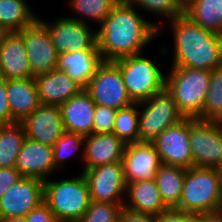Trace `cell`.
Instances as JSON below:
<instances>
[{"instance_id":"obj_1","label":"cell","mask_w":222,"mask_h":222,"mask_svg":"<svg viewBox=\"0 0 222 222\" xmlns=\"http://www.w3.org/2000/svg\"><path fill=\"white\" fill-rule=\"evenodd\" d=\"M134 8L119 0L96 31L97 46L104 61L142 53L143 48L162 31L161 26L149 22Z\"/></svg>"},{"instance_id":"obj_2","label":"cell","mask_w":222,"mask_h":222,"mask_svg":"<svg viewBox=\"0 0 222 222\" xmlns=\"http://www.w3.org/2000/svg\"><path fill=\"white\" fill-rule=\"evenodd\" d=\"M173 67L213 70L222 66V35L206 30L185 14L170 21Z\"/></svg>"},{"instance_id":"obj_3","label":"cell","mask_w":222,"mask_h":222,"mask_svg":"<svg viewBox=\"0 0 222 222\" xmlns=\"http://www.w3.org/2000/svg\"><path fill=\"white\" fill-rule=\"evenodd\" d=\"M222 207V183L218 169L190 167L186 169L179 206L174 212L202 214Z\"/></svg>"},{"instance_id":"obj_4","label":"cell","mask_w":222,"mask_h":222,"mask_svg":"<svg viewBox=\"0 0 222 222\" xmlns=\"http://www.w3.org/2000/svg\"><path fill=\"white\" fill-rule=\"evenodd\" d=\"M168 74L165 76V88L174 98L179 111L185 118L199 119L209 89L210 71L171 66Z\"/></svg>"},{"instance_id":"obj_5","label":"cell","mask_w":222,"mask_h":222,"mask_svg":"<svg viewBox=\"0 0 222 222\" xmlns=\"http://www.w3.org/2000/svg\"><path fill=\"white\" fill-rule=\"evenodd\" d=\"M90 201L83 173L76 178L44 181V202L58 222H77L88 209Z\"/></svg>"},{"instance_id":"obj_6","label":"cell","mask_w":222,"mask_h":222,"mask_svg":"<svg viewBox=\"0 0 222 222\" xmlns=\"http://www.w3.org/2000/svg\"><path fill=\"white\" fill-rule=\"evenodd\" d=\"M140 54L113 61L121 71V76L134 102L150 98L165 88V75L160 67Z\"/></svg>"},{"instance_id":"obj_7","label":"cell","mask_w":222,"mask_h":222,"mask_svg":"<svg viewBox=\"0 0 222 222\" xmlns=\"http://www.w3.org/2000/svg\"><path fill=\"white\" fill-rule=\"evenodd\" d=\"M138 106L143 107L139 111V142L151 143L168 127L185 119L166 88L138 102Z\"/></svg>"},{"instance_id":"obj_8","label":"cell","mask_w":222,"mask_h":222,"mask_svg":"<svg viewBox=\"0 0 222 222\" xmlns=\"http://www.w3.org/2000/svg\"><path fill=\"white\" fill-rule=\"evenodd\" d=\"M193 166L218 169L222 163V122L190 118Z\"/></svg>"},{"instance_id":"obj_9","label":"cell","mask_w":222,"mask_h":222,"mask_svg":"<svg viewBox=\"0 0 222 222\" xmlns=\"http://www.w3.org/2000/svg\"><path fill=\"white\" fill-rule=\"evenodd\" d=\"M85 91L96 105L116 110L134 103L128 95L121 71L113 61H104L99 66Z\"/></svg>"},{"instance_id":"obj_10","label":"cell","mask_w":222,"mask_h":222,"mask_svg":"<svg viewBox=\"0 0 222 222\" xmlns=\"http://www.w3.org/2000/svg\"><path fill=\"white\" fill-rule=\"evenodd\" d=\"M88 184L91 201L124 204L126 193L123 162L103 164L82 171Z\"/></svg>"},{"instance_id":"obj_11","label":"cell","mask_w":222,"mask_h":222,"mask_svg":"<svg viewBox=\"0 0 222 222\" xmlns=\"http://www.w3.org/2000/svg\"><path fill=\"white\" fill-rule=\"evenodd\" d=\"M38 20L47 28L51 41L59 55L67 52L98 49L97 33L88 23L71 17H62L53 23Z\"/></svg>"},{"instance_id":"obj_12","label":"cell","mask_w":222,"mask_h":222,"mask_svg":"<svg viewBox=\"0 0 222 222\" xmlns=\"http://www.w3.org/2000/svg\"><path fill=\"white\" fill-rule=\"evenodd\" d=\"M163 165L193 167L190 147V118L183 119L159 134L152 142Z\"/></svg>"},{"instance_id":"obj_13","label":"cell","mask_w":222,"mask_h":222,"mask_svg":"<svg viewBox=\"0 0 222 222\" xmlns=\"http://www.w3.org/2000/svg\"><path fill=\"white\" fill-rule=\"evenodd\" d=\"M18 33L23 37L30 70L35 76L56 69L59 53L47 28L38 19Z\"/></svg>"},{"instance_id":"obj_14","label":"cell","mask_w":222,"mask_h":222,"mask_svg":"<svg viewBox=\"0 0 222 222\" xmlns=\"http://www.w3.org/2000/svg\"><path fill=\"white\" fill-rule=\"evenodd\" d=\"M44 201V181L21 177L0 197V219L26 216Z\"/></svg>"},{"instance_id":"obj_15","label":"cell","mask_w":222,"mask_h":222,"mask_svg":"<svg viewBox=\"0 0 222 222\" xmlns=\"http://www.w3.org/2000/svg\"><path fill=\"white\" fill-rule=\"evenodd\" d=\"M122 162L127 184L155 179L162 165L155 146L149 142L126 144Z\"/></svg>"},{"instance_id":"obj_16","label":"cell","mask_w":222,"mask_h":222,"mask_svg":"<svg viewBox=\"0 0 222 222\" xmlns=\"http://www.w3.org/2000/svg\"><path fill=\"white\" fill-rule=\"evenodd\" d=\"M21 124L27 138L52 147L65 132L59 105L41 104Z\"/></svg>"},{"instance_id":"obj_17","label":"cell","mask_w":222,"mask_h":222,"mask_svg":"<svg viewBox=\"0 0 222 222\" xmlns=\"http://www.w3.org/2000/svg\"><path fill=\"white\" fill-rule=\"evenodd\" d=\"M0 76L6 80L34 78L23 37L18 32L0 37Z\"/></svg>"},{"instance_id":"obj_18","label":"cell","mask_w":222,"mask_h":222,"mask_svg":"<svg viewBox=\"0 0 222 222\" xmlns=\"http://www.w3.org/2000/svg\"><path fill=\"white\" fill-rule=\"evenodd\" d=\"M15 168L22 177H33L46 181L54 173L53 147L26 137L17 155Z\"/></svg>"},{"instance_id":"obj_19","label":"cell","mask_w":222,"mask_h":222,"mask_svg":"<svg viewBox=\"0 0 222 222\" xmlns=\"http://www.w3.org/2000/svg\"><path fill=\"white\" fill-rule=\"evenodd\" d=\"M126 144L113 132L84 137V169L122 161Z\"/></svg>"},{"instance_id":"obj_20","label":"cell","mask_w":222,"mask_h":222,"mask_svg":"<svg viewBox=\"0 0 222 222\" xmlns=\"http://www.w3.org/2000/svg\"><path fill=\"white\" fill-rule=\"evenodd\" d=\"M95 107L96 104L85 90L59 105L65 131L83 137L92 134Z\"/></svg>"},{"instance_id":"obj_21","label":"cell","mask_w":222,"mask_h":222,"mask_svg":"<svg viewBox=\"0 0 222 222\" xmlns=\"http://www.w3.org/2000/svg\"><path fill=\"white\" fill-rule=\"evenodd\" d=\"M126 193L127 199L123 206L130 211L162 218L171 212L161 199L155 179L128 183Z\"/></svg>"},{"instance_id":"obj_22","label":"cell","mask_w":222,"mask_h":222,"mask_svg":"<svg viewBox=\"0 0 222 222\" xmlns=\"http://www.w3.org/2000/svg\"><path fill=\"white\" fill-rule=\"evenodd\" d=\"M104 62L99 49H88L60 54L56 69L65 73L83 90Z\"/></svg>"},{"instance_id":"obj_23","label":"cell","mask_w":222,"mask_h":222,"mask_svg":"<svg viewBox=\"0 0 222 222\" xmlns=\"http://www.w3.org/2000/svg\"><path fill=\"white\" fill-rule=\"evenodd\" d=\"M41 104L61 105L83 89L65 71H53L34 76Z\"/></svg>"},{"instance_id":"obj_24","label":"cell","mask_w":222,"mask_h":222,"mask_svg":"<svg viewBox=\"0 0 222 222\" xmlns=\"http://www.w3.org/2000/svg\"><path fill=\"white\" fill-rule=\"evenodd\" d=\"M6 96L12 118L17 123L41 105L34 78L6 80Z\"/></svg>"},{"instance_id":"obj_25","label":"cell","mask_w":222,"mask_h":222,"mask_svg":"<svg viewBox=\"0 0 222 222\" xmlns=\"http://www.w3.org/2000/svg\"><path fill=\"white\" fill-rule=\"evenodd\" d=\"M186 169L179 166L161 165L156 172L155 180L165 206L174 211L181 199Z\"/></svg>"},{"instance_id":"obj_26","label":"cell","mask_w":222,"mask_h":222,"mask_svg":"<svg viewBox=\"0 0 222 222\" xmlns=\"http://www.w3.org/2000/svg\"><path fill=\"white\" fill-rule=\"evenodd\" d=\"M38 19L25 0H0V30L19 32Z\"/></svg>"},{"instance_id":"obj_27","label":"cell","mask_w":222,"mask_h":222,"mask_svg":"<svg viewBox=\"0 0 222 222\" xmlns=\"http://www.w3.org/2000/svg\"><path fill=\"white\" fill-rule=\"evenodd\" d=\"M184 14L206 30L222 35V0H192Z\"/></svg>"},{"instance_id":"obj_28","label":"cell","mask_w":222,"mask_h":222,"mask_svg":"<svg viewBox=\"0 0 222 222\" xmlns=\"http://www.w3.org/2000/svg\"><path fill=\"white\" fill-rule=\"evenodd\" d=\"M25 139V129L21 123L0 125V168L15 167Z\"/></svg>"},{"instance_id":"obj_29","label":"cell","mask_w":222,"mask_h":222,"mask_svg":"<svg viewBox=\"0 0 222 222\" xmlns=\"http://www.w3.org/2000/svg\"><path fill=\"white\" fill-rule=\"evenodd\" d=\"M138 102L117 110L113 133L125 144L139 142V111Z\"/></svg>"},{"instance_id":"obj_30","label":"cell","mask_w":222,"mask_h":222,"mask_svg":"<svg viewBox=\"0 0 222 222\" xmlns=\"http://www.w3.org/2000/svg\"><path fill=\"white\" fill-rule=\"evenodd\" d=\"M200 120L222 122V66L210 71V84Z\"/></svg>"},{"instance_id":"obj_31","label":"cell","mask_w":222,"mask_h":222,"mask_svg":"<svg viewBox=\"0 0 222 222\" xmlns=\"http://www.w3.org/2000/svg\"><path fill=\"white\" fill-rule=\"evenodd\" d=\"M118 2L119 0H71L69 4L80 16L72 19L84 23L93 20L100 25Z\"/></svg>"},{"instance_id":"obj_32","label":"cell","mask_w":222,"mask_h":222,"mask_svg":"<svg viewBox=\"0 0 222 222\" xmlns=\"http://www.w3.org/2000/svg\"><path fill=\"white\" fill-rule=\"evenodd\" d=\"M127 4L140 9H144L147 13H152L164 18L168 22L184 14V6L180 0H124Z\"/></svg>"},{"instance_id":"obj_33","label":"cell","mask_w":222,"mask_h":222,"mask_svg":"<svg viewBox=\"0 0 222 222\" xmlns=\"http://www.w3.org/2000/svg\"><path fill=\"white\" fill-rule=\"evenodd\" d=\"M80 147L82 148L81 155L84 159V137L79 134L65 131L63 135L56 140L53 146V163L55 169L58 170L63 167L67 158L71 157Z\"/></svg>"},{"instance_id":"obj_34","label":"cell","mask_w":222,"mask_h":222,"mask_svg":"<svg viewBox=\"0 0 222 222\" xmlns=\"http://www.w3.org/2000/svg\"><path fill=\"white\" fill-rule=\"evenodd\" d=\"M123 205L90 201L88 209L77 222H120Z\"/></svg>"},{"instance_id":"obj_35","label":"cell","mask_w":222,"mask_h":222,"mask_svg":"<svg viewBox=\"0 0 222 222\" xmlns=\"http://www.w3.org/2000/svg\"><path fill=\"white\" fill-rule=\"evenodd\" d=\"M116 113V109L96 105L93 118V133L113 132Z\"/></svg>"},{"instance_id":"obj_36","label":"cell","mask_w":222,"mask_h":222,"mask_svg":"<svg viewBox=\"0 0 222 222\" xmlns=\"http://www.w3.org/2000/svg\"><path fill=\"white\" fill-rule=\"evenodd\" d=\"M17 123L10 111V106L6 96V79L0 76V125Z\"/></svg>"},{"instance_id":"obj_37","label":"cell","mask_w":222,"mask_h":222,"mask_svg":"<svg viewBox=\"0 0 222 222\" xmlns=\"http://www.w3.org/2000/svg\"><path fill=\"white\" fill-rule=\"evenodd\" d=\"M25 217L27 222H58L54 213L44 201Z\"/></svg>"},{"instance_id":"obj_38","label":"cell","mask_w":222,"mask_h":222,"mask_svg":"<svg viewBox=\"0 0 222 222\" xmlns=\"http://www.w3.org/2000/svg\"><path fill=\"white\" fill-rule=\"evenodd\" d=\"M21 177L15 167L0 168V197Z\"/></svg>"},{"instance_id":"obj_39","label":"cell","mask_w":222,"mask_h":222,"mask_svg":"<svg viewBox=\"0 0 222 222\" xmlns=\"http://www.w3.org/2000/svg\"><path fill=\"white\" fill-rule=\"evenodd\" d=\"M120 222H163V218L147 213H137L123 207Z\"/></svg>"},{"instance_id":"obj_40","label":"cell","mask_w":222,"mask_h":222,"mask_svg":"<svg viewBox=\"0 0 222 222\" xmlns=\"http://www.w3.org/2000/svg\"><path fill=\"white\" fill-rule=\"evenodd\" d=\"M163 222H198V214H181L171 211L163 218Z\"/></svg>"},{"instance_id":"obj_41","label":"cell","mask_w":222,"mask_h":222,"mask_svg":"<svg viewBox=\"0 0 222 222\" xmlns=\"http://www.w3.org/2000/svg\"><path fill=\"white\" fill-rule=\"evenodd\" d=\"M198 222H222V215L219 211L198 214Z\"/></svg>"},{"instance_id":"obj_42","label":"cell","mask_w":222,"mask_h":222,"mask_svg":"<svg viewBox=\"0 0 222 222\" xmlns=\"http://www.w3.org/2000/svg\"><path fill=\"white\" fill-rule=\"evenodd\" d=\"M0 222H27L25 216L7 217L0 219Z\"/></svg>"},{"instance_id":"obj_43","label":"cell","mask_w":222,"mask_h":222,"mask_svg":"<svg viewBox=\"0 0 222 222\" xmlns=\"http://www.w3.org/2000/svg\"><path fill=\"white\" fill-rule=\"evenodd\" d=\"M192 0H180L181 4L185 7L187 4H189Z\"/></svg>"},{"instance_id":"obj_44","label":"cell","mask_w":222,"mask_h":222,"mask_svg":"<svg viewBox=\"0 0 222 222\" xmlns=\"http://www.w3.org/2000/svg\"><path fill=\"white\" fill-rule=\"evenodd\" d=\"M218 172H219V175H220V181L222 183V163H221L220 167L218 168Z\"/></svg>"},{"instance_id":"obj_45","label":"cell","mask_w":222,"mask_h":222,"mask_svg":"<svg viewBox=\"0 0 222 222\" xmlns=\"http://www.w3.org/2000/svg\"><path fill=\"white\" fill-rule=\"evenodd\" d=\"M219 212L221 213V215H222V207L219 209Z\"/></svg>"}]
</instances>
